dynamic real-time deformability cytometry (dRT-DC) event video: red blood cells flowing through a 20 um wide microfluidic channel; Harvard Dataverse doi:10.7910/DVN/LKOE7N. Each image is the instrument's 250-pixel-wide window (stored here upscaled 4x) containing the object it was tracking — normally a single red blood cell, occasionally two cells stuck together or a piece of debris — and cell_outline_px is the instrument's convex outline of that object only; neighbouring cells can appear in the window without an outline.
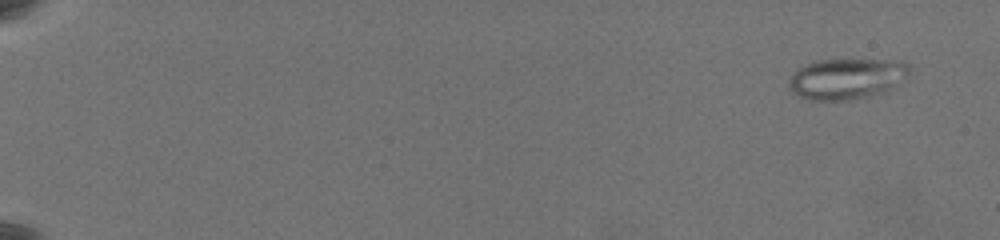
{"species": "common noctule bat (a hibernating species)", "species_latin": "Nyctalus noctula", "temperature_condition": "warm", "stored_images_in_passage": 15, "camera_frame_rate_fps": 3000, "um_per_image_px": 0.085, "animal": {"sex": "female", "body_mass_g": 19.5, "forearm_length_mm": 54.1}, "frame": {"image": 1, "passage_image": 5, "time_ms": 1.333, "image_size_px": [1000, 240], "cell_outline_px": [[912, 68], [904, 80], [892, 88], [884, 92], [868, 96], [848, 100], [808, 100], [792, 92], [788, 88], [788, 80], [792, 72], [796, 68], [816, 60], [900, 60], [908, 64]], "centroid_in_image_um": [71.95, 6.68], "position_along_channel_um": 13.1, "area_um2": 29.02}}